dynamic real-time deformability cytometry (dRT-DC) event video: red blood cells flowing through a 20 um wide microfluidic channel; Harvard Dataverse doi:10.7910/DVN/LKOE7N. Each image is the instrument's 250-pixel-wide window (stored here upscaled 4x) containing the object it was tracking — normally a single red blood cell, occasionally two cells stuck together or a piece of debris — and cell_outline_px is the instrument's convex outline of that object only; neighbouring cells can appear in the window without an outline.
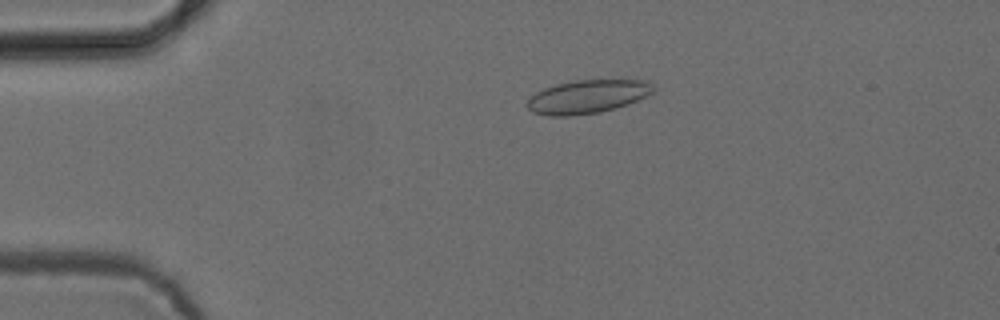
{"species": "common noctule bat (a hibernating species)", "species_latin": "Nyctalus noctula", "temperature_condition": "cold", "stored_images_in_passage": 53, "camera_frame_rate_fps": 3000, "um_per_image_px": 0.085, "animal": {"sex": "female", "body_mass_g": 24.6, "forearm_length_mm": 56.2}, "frame": {"image": 1, "passage_image": 12, "time_ms": 3.667, "image_size_px": [1000, 320], "cell_outline_px": [[656, 88], [652, 92], [628, 104], [600, 112], [568, 116], [548, 116], [532, 112], [524, 104], [536, 92], [544, 88], [556, 84], [576, 80], [648, 80]], "centroid_in_image_um": [49.9, 8.21], "position_along_channel_um": 35.1, "area_um2": 24.51}}
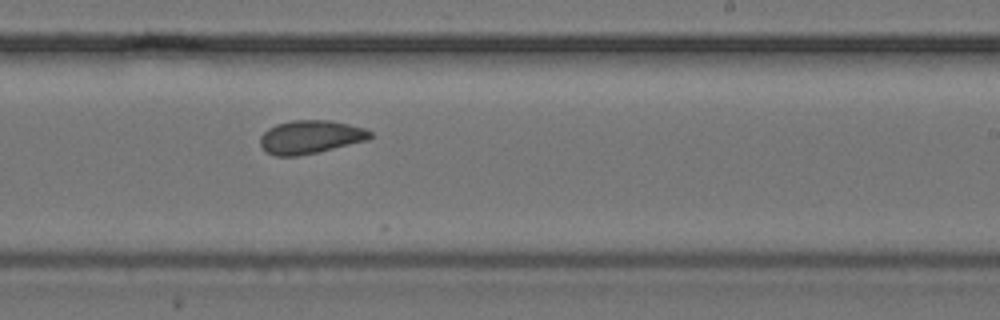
{"frame": {"image": 2, "passage_image": 33, "time_ms": 10.667, "image_size_px": [1000, 320], "cell_outline_px": [[372, 136], [368, 140], [316, 152], [296, 156], [276, 156], [268, 152], [260, 144], [260, 136], [268, 128], [276, 124], [292, 120], [328, 120], [348, 124], [364, 128], [372, 132]], "centroid_in_image_um": [26.38, 11.63], "position_along_channel_um": 262.6, "area_um2": 21.15}}
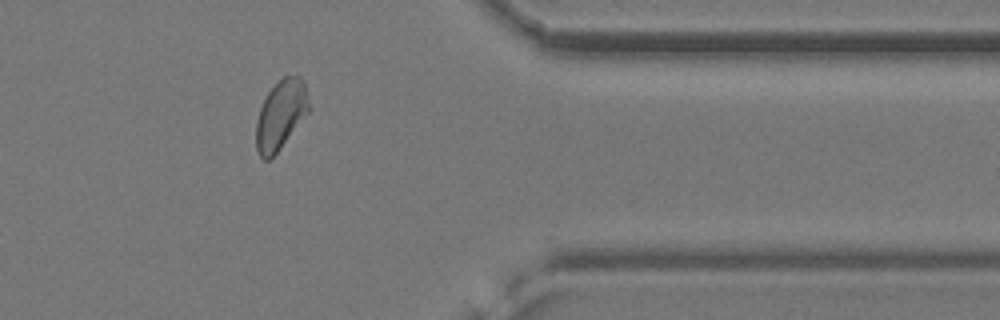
{"frame": {"image": 3, "passage_image": 44, "time_ms": 14.333, "image_size_px": [1000, 320], "cell_outline_px": [[312, 108], [280, 148], [268, 160], [264, 160], [256, 152], [256, 120], [260, 108], [268, 92], [276, 80], [284, 76], [300, 76], [304, 80]], "centroid_in_image_um": [23.88, 9.72], "position_along_channel_um": 387.5, "area_um2": 21.56}, "authors_computed_cell_mechanics": {"area_um2": 21.6172, "velocity_mm_per_s": 3.8638, "shape_relaxation_time_tau1_ms": 7.4773, "shape_relaxation_time_tau2_ms": 1.9148, "deformation_change_tau1": 0.1442, "deformation_change_tau2": 0.067}}